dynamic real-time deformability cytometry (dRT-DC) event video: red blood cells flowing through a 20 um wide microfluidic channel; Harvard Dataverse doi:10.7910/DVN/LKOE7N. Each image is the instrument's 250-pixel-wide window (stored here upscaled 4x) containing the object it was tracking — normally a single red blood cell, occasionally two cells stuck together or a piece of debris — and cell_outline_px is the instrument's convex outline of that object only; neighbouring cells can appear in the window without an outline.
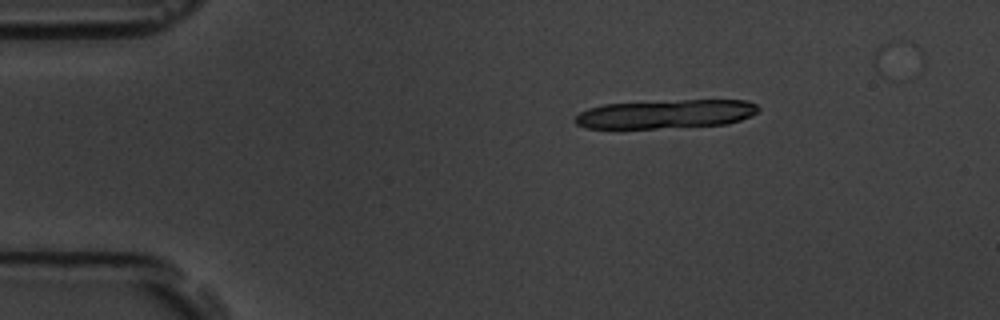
{"species": "common noctule bat (a hibernating species)", "species_latin": "Nyctalus noctula", "temperature_condition": "room temperature", "stored_images_in_passage": 5, "camera_frame_rate_fps": 3000, "um_per_image_px": 0.085, "animal": {"sex": "male", "body_mass_g": 19.5, "forearm_length_mm": 54.6}, "frame": {"image": 1, "passage_image": 3, "time_ms": 2.333, "image_size_px": [1000, 320], "cell_outline_px": [[760, 108], [752, 116], [728, 124], [656, 128], [584, 128], [576, 124], [572, 120], [580, 112], [588, 108], [604, 104], [684, 100], [748, 100], [756, 104]], "centroid_in_image_um": [56.59, 9.69], "position_along_channel_um": 28.4, "area_um2": 30.75}}
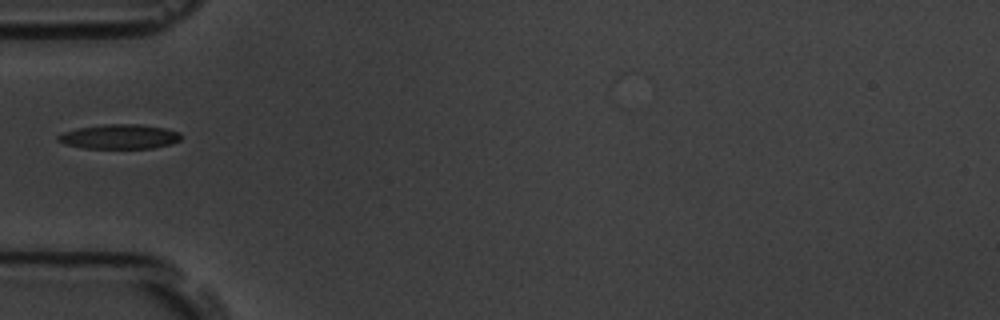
{"frame": {"image": 2, "passage_image": 5, "time_ms": 5.667, "image_size_px": [1000, 320], "cell_outline_px": [[180, 140], [172, 144], [152, 148], [84, 148], [64, 144], [56, 140], [56, 136], [64, 132], [76, 128], [104, 124], [140, 124], [164, 128], [180, 132]], "centroid_in_image_um": [10.13, 11.61], "position_along_channel_um": 74.9, "area_um2": 17.69}}